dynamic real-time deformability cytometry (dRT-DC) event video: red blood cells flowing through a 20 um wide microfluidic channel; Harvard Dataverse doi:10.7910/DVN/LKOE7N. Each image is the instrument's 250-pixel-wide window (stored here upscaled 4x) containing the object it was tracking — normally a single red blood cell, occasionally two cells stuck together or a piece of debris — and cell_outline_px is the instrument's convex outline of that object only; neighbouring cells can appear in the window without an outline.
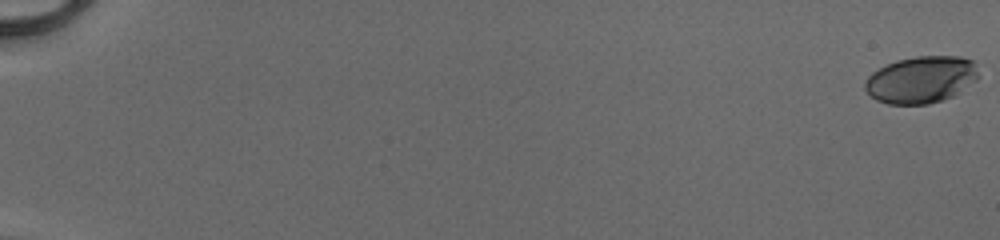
{"species": "human", "species_latin": "Homo sapiens", "temperature_condition": "cold", "stored_images_in_passage": 53, "camera_frame_rate_fps": 3000, "um_per_image_px": 0.085, "donor": {"sex": "male"}, "frame": {"image": 1, "passage_image": 1, "time_ms": 0.0, "image_size_px": [1000, 240], "cell_outline_px": [[980, 76], [976, 80], [956, 96], [944, 100], [928, 104], [888, 104], [876, 100], [864, 88], [864, 84], [868, 76], [872, 72], [896, 60], [916, 56], [960, 56], [972, 60], [976, 64]], "centroid_in_image_um": [78.34, 6.77], "position_along_channel_um": 6.7, "area_um2": 31.39}}
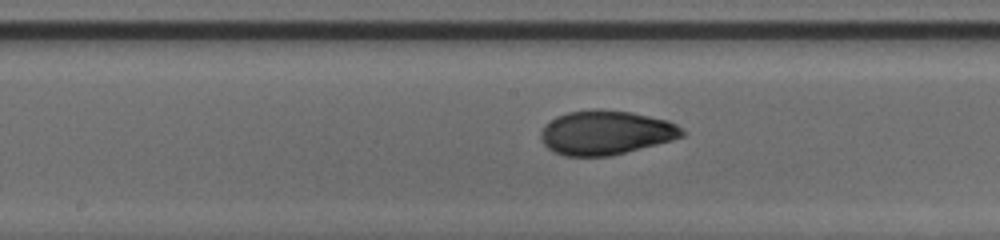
{"frame": {"image": 2, "passage_image": 31, "time_ms": 10.0, "image_size_px": [1000, 240], "cell_outline_px": [[684, 136], [672, 140], [608, 156], [564, 156], [552, 152], [540, 140], [540, 132], [544, 124], [556, 116], [568, 112], [596, 108], [600, 108], [632, 112], [668, 120], [676, 124], [684, 132]], "centroid_in_image_um": [51.44, 11.26], "position_along_channel_um": 196.8, "area_um2": 36.59}}
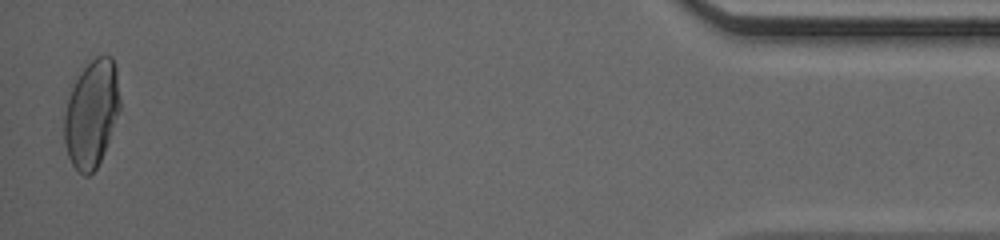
{"frame": {"image": 3, "passage_image": 53, "time_ms": 17.333, "image_size_px": [1000, 240], "cell_outline_px": [[120, 112], [104, 152], [96, 168], [88, 176], [84, 176], [72, 164], [68, 156], [64, 140], [64, 112], [68, 96], [80, 72], [96, 56], [112, 56], [116, 64], [120, 100]], "centroid_in_image_um": [7.79, 9.65], "position_along_channel_um": 427.4, "area_um2": 34.91}, "authors_computed_cell_mechanics": {"area_um2": 34.5066, "velocity_mm_per_s": 4.1414, "shape_relaxation_time_tau1_ms": 3.8421, "shape_relaxation_time_tau2_ms": 1.0802, "deformation_change_tau1": 0.1808, "deformation_change_tau2": 0.0501}}